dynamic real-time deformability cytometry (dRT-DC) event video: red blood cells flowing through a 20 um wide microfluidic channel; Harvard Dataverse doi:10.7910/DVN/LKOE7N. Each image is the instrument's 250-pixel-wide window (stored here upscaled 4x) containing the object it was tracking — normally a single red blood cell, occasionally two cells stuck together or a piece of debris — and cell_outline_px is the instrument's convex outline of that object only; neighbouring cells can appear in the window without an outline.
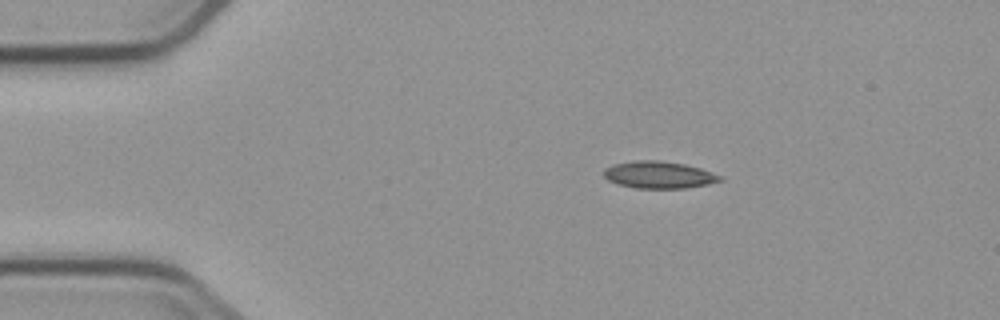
{"species": "common noctule bat (a hibernating species)", "species_latin": "Nyctalus noctula", "temperature_condition": "cold", "stored_images_in_passage": 3, "camera_frame_rate_fps": 3000, "um_per_image_px": 0.085, "animal": {"sex": "male", "body_mass_g": 23.1, "forearm_length_mm": 52.7}, "frame": {"image": 1, "passage_image": 2, "time_ms": 1.333, "image_size_px": [1000, 320], "cell_outline_px": [[724, 180], [708, 184], [684, 188], [636, 188], [616, 184], [608, 180], [604, 176], [604, 168], [612, 164], [636, 160], [656, 160], [684, 164], [700, 168], [724, 176]], "centroid_in_image_um": [56.0, 14.86], "position_along_channel_um": 29.0, "area_um2": 18.44}}